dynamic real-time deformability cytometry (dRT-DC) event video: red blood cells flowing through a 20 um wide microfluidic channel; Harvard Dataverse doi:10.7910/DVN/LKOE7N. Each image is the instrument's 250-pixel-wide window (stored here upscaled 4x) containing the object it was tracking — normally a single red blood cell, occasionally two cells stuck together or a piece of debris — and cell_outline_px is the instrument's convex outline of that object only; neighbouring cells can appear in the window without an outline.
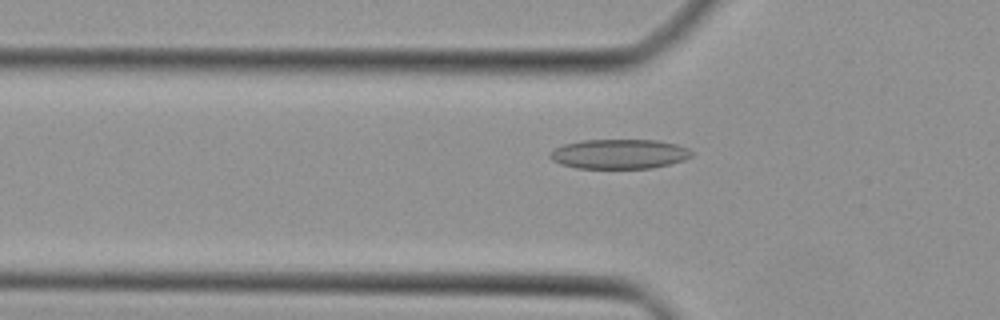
{"species": "Egyptian fruit bat (a non-hibernating species)", "species_latin": "Rousettus aegyptiacus", "temperature_condition": "cold", "stored_images_in_passage": 30, "camera_frame_rate_fps": 3000, "um_per_image_px": 0.085, "animal": {"sex": "female"}, "frame": {"image": 1, "passage_image": 5, "time_ms": 1.333, "image_size_px": [1000, 320], "cell_outline_px": [[692, 156], [684, 160], [652, 168], [576, 168], [560, 164], [552, 160], [548, 156], [552, 148], [564, 144], [580, 140], [656, 140], [676, 144], [688, 148], [692, 152]], "centroid_in_image_um": [52.59, 13.08], "position_along_channel_um": 73.2, "area_um2": 24.57}}
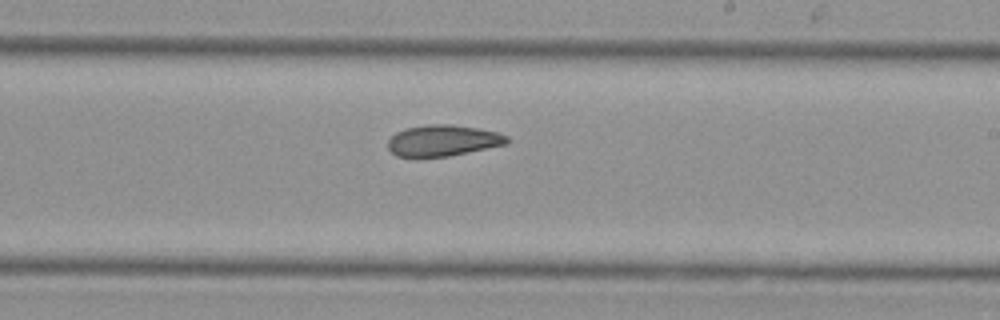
{"frame": {"image": 2, "passage_image": 17, "time_ms": 5.333, "image_size_px": [1000, 320], "cell_outline_px": [[508, 144], [448, 156], [396, 156], [388, 148], [388, 140], [396, 132], [404, 128], [428, 124], [452, 124], [476, 128], [496, 132], [508, 136]], "centroid_in_image_um": [37.64, 11.93], "position_along_channel_um": 251.4, "area_um2": 21.44}}
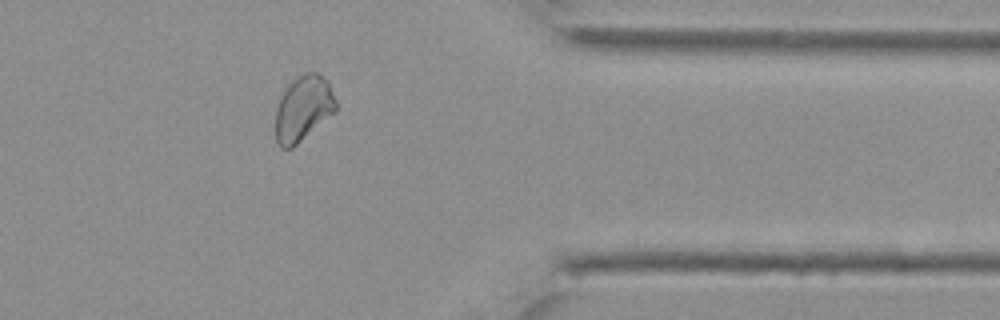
{"frame": {"image": 3, "passage_image": 27, "time_ms": 8.667, "image_size_px": [1000, 320], "cell_outline_px": [[336, 112], [292, 148], [280, 148], [276, 140], [276, 108], [280, 96], [288, 84], [292, 80], [308, 72], [316, 72], [328, 80], [336, 100]], "centroid_in_image_um": [25.78, 9.22], "position_along_channel_um": 385.6, "area_um2": 23.06}}